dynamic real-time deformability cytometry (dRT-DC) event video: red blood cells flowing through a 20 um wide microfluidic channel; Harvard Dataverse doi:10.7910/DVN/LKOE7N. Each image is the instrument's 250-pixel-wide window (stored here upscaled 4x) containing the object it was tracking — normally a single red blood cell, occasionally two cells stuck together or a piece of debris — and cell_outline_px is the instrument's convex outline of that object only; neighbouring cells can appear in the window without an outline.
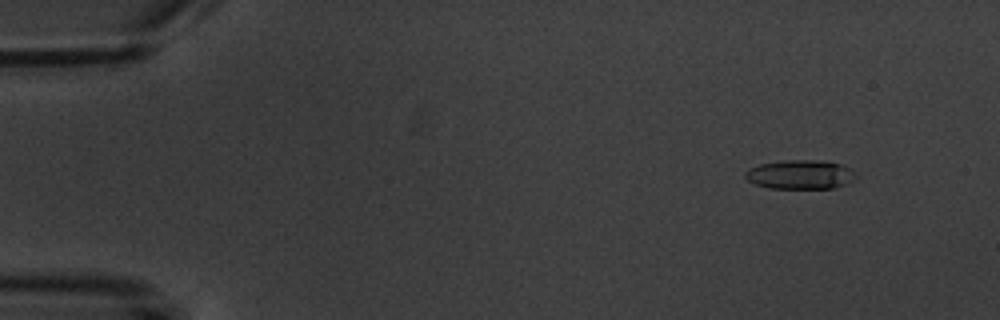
{"species": "common noctule bat (a hibernating species)", "species_latin": "Nyctalus noctula", "temperature_condition": "warm", "stored_images_in_passage": 11, "camera_frame_rate_fps": 3000, "um_per_image_px": 0.085, "animal": {"sex": "male", "body_mass_g": 20.1, "forearm_length_mm": 53.5}, "frame": {"image": 1, "passage_image": 2, "time_ms": 1.333, "image_size_px": [1000, 320], "cell_outline_px": [[856, 176], [848, 184], [832, 188], [768, 188], [756, 184], [748, 180], [744, 176], [744, 172], [748, 168], [760, 164], [784, 160], [816, 160], [840, 164], [856, 172]], "centroid_in_image_um": [68.0, 14.84], "position_along_channel_um": 17.0, "area_um2": 18.73}}
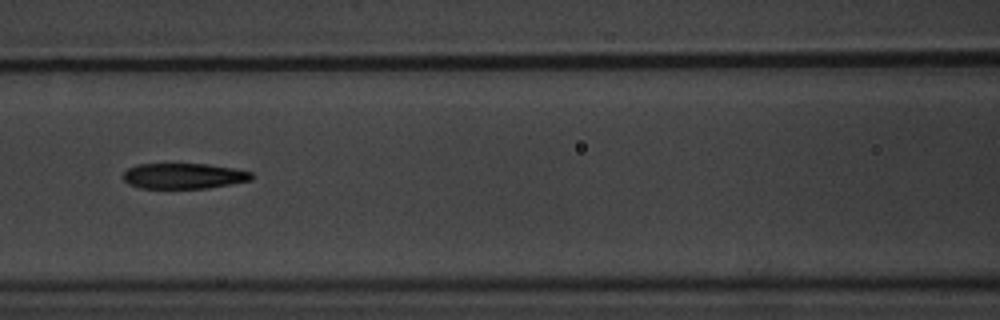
{"frame": {"image": 2, "passage_image": 7, "time_ms": 8.0, "image_size_px": [1000, 320], "cell_outline_px": [[252, 180], [208, 188], [140, 188], [128, 184], [124, 180], [124, 172], [128, 168], [136, 164], [208, 164], [232, 168], [252, 172]], "centroid_in_image_um": [15.6, 14.96], "position_along_channel_um": 151.0, "area_um2": 19.07}}
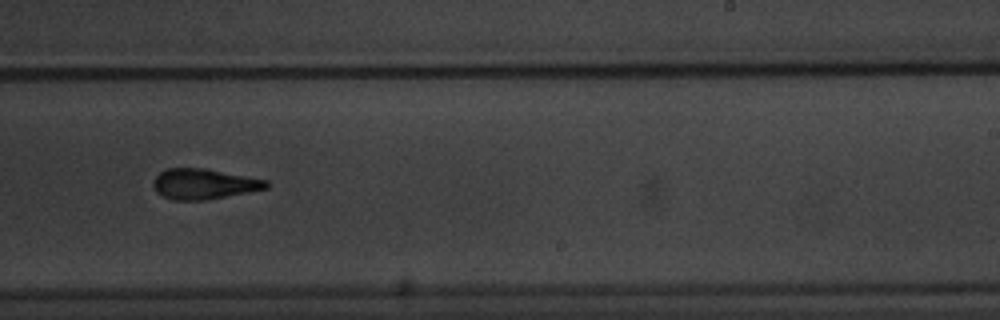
{"frame": {"image": 3, "passage_image": 10, "time_ms": 11.333, "image_size_px": [1000, 320], "cell_outline_px": [[268, 188], [248, 192], [204, 200], [172, 200], [156, 192], [152, 184], [152, 180], [160, 172], [168, 168], [204, 168], [268, 180]], "centroid_in_image_um": [17.3, 15.63], "position_along_channel_um": 271.7, "area_um2": 19.94}}